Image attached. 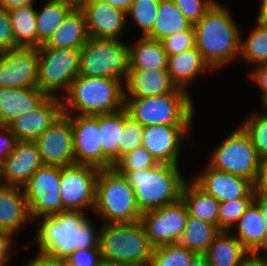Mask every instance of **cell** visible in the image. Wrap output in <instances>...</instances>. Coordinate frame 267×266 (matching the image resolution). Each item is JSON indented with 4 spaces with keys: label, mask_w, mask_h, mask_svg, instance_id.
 Here are the masks:
<instances>
[{
    "label": "cell",
    "mask_w": 267,
    "mask_h": 266,
    "mask_svg": "<svg viewBox=\"0 0 267 266\" xmlns=\"http://www.w3.org/2000/svg\"><path fill=\"white\" fill-rule=\"evenodd\" d=\"M35 225L32 243L24 244L23 249L37 246L38 255L65 262L75 250L99 249V227L89 213L62 211L56 215L43 216L33 221ZM96 224V225H95Z\"/></svg>",
    "instance_id": "obj_1"
},
{
    "label": "cell",
    "mask_w": 267,
    "mask_h": 266,
    "mask_svg": "<svg viewBox=\"0 0 267 266\" xmlns=\"http://www.w3.org/2000/svg\"><path fill=\"white\" fill-rule=\"evenodd\" d=\"M220 1H216L195 24V46L216 71H221L239 59L241 31L235 16Z\"/></svg>",
    "instance_id": "obj_2"
},
{
    "label": "cell",
    "mask_w": 267,
    "mask_h": 266,
    "mask_svg": "<svg viewBox=\"0 0 267 266\" xmlns=\"http://www.w3.org/2000/svg\"><path fill=\"white\" fill-rule=\"evenodd\" d=\"M125 81L77 75L61 98L64 115L109 114L125 108Z\"/></svg>",
    "instance_id": "obj_3"
},
{
    "label": "cell",
    "mask_w": 267,
    "mask_h": 266,
    "mask_svg": "<svg viewBox=\"0 0 267 266\" xmlns=\"http://www.w3.org/2000/svg\"><path fill=\"white\" fill-rule=\"evenodd\" d=\"M180 165L158 164L153 168L133 172H119L133 188L142 213L181 200L185 183L191 178L183 176Z\"/></svg>",
    "instance_id": "obj_4"
},
{
    "label": "cell",
    "mask_w": 267,
    "mask_h": 266,
    "mask_svg": "<svg viewBox=\"0 0 267 266\" xmlns=\"http://www.w3.org/2000/svg\"><path fill=\"white\" fill-rule=\"evenodd\" d=\"M93 213L101 224H130L141 219L133 188L114 167L99 170Z\"/></svg>",
    "instance_id": "obj_5"
},
{
    "label": "cell",
    "mask_w": 267,
    "mask_h": 266,
    "mask_svg": "<svg viewBox=\"0 0 267 266\" xmlns=\"http://www.w3.org/2000/svg\"><path fill=\"white\" fill-rule=\"evenodd\" d=\"M193 97L175 88L171 93L146 98H125L128 115L143 127L152 125L192 126L195 106Z\"/></svg>",
    "instance_id": "obj_6"
},
{
    "label": "cell",
    "mask_w": 267,
    "mask_h": 266,
    "mask_svg": "<svg viewBox=\"0 0 267 266\" xmlns=\"http://www.w3.org/2000/svg\"><path fill=\"white\" fill-rule=\"evenodd\" d=\"M99 249L102 260L149 266L154 247L139 221L101 224Z\"/></svg>",
    "instance_id": "obj_7"
},
{
    "label": "cell",
    "mask_w": 267,
    "mask_h": 266,
    "mask_svg": "<svg viewBox=\"0 0 267 266\" xmlns=\"http://www.w3.org/2000/svg\"><path fill=\"white\" fill-rule=\"evenodd\" d=\"M129 70L128 43L89 37L80 49L79 75L125 81Z\"/></svg>",
    "instance_id": "obj_8"
},
{
    "label": "cell",
    "mask_w": 267,
    "mask_h": 266,
    "mask_svg": "<svg viewBox=\"0 0 267 266\" xmlns=\"http://www.w3.org/2000/svg\"><path fill=\"white\" fill-rule=\"evenodd\" d=\"M211 151L207 159L210 166L255 182L262 159L239 124Z\"/></svg>",
    "instance_id": "obj_9"
},
{
    "label": "cell",
    "mask_w": 267,
    "mask_h": 266,
    "mask_svg": "<svg viewBox=\"0 0 267 266\" xmlns=\"http://www.w3.org/2000/svg\"><path fill=\"white\" fill-rule=\"evenodd\" d=\"M79 70L80 49L38 48L37 88L48 96L62 98Z\"/></svg>",
    "instance_id": "obj_10"
},
{
    "label": "cell",
    "mask_w": 267,
    "mask_h": 266,
    "mask_svg": "<svg viewBox=\"0 0 267 266\" xmlns=\"http://www.w3.org/2000/svg\"><path fill=\"white\" fill-rule=\"evenodd\" d=\"M60 186L61 167L43 165L22 187L33 221L63 211Z\"/></svg>",
    "instance_id": "obj_11"
},
{
    "label": "cell",
    "mask_w": 267,
    "mask_h": 266,
    "mask_svg": "<svg viewBox=\"0 0 267 266\" xmlns=\"http://www.w3.org/2000/svg\"><path fill=\"white\" fill-rule=\"evenodd\" d=\"M99 170L82 164L61 167L60 194L63 211L93 212Z\"/></svg>",
    "instance_id": "obj_12"
},
{
    "label": "cell",
    "mask_w": 267,
    "mask_h": 266,
    "mask_svg": "<svg viewBox=\"0 0 267 266\" xmlns=\"http://www.w3.org/2000/svg\"><path fill=\"white\" fill-rule=\"evenodd\" d=\"M189 212L182 199L176 203L142 213V223L154 248L178 244L186 226Z\"/></svg>",
    "instance_id": "obj_13"
},
{
    "label": "cell",
    "mask_w": 267,
    "mask_h": 266,
    "mask_svg": "<svg viewBox=\"0 0 267 266\" xmlns=\"http://www.w3.org/2000/svg\"><path fill=\"white\" fill-rule=\"evenodd\" d=\"M193 126L152 125L143 127L142 146L160 164L181 165L184 144L192 140ZM186 139L188 141H186Z\"/></svg>",
    "instance_id": "obj_14"
},
{
    "label": "cell",
    "mask_w": 267,
    "mask_h": 266,
    "mask_svg": "<svg viewBox=\"0 0 267 266\" xmlns=\"http://www.w3.org/2000/svg\"><path fill=\"white\" fill-rule=\"evenodd\" d=\"M71 123L75 164L99 169L112 168V161L103 153L100 144L98 115H65Z\"/></svg>",
    "instance_id": "obj_15"
},
{
    "label": "cell",
    "mask_w": 267,
    "mask_h": 266,
    "mask_svg": "<svg viewBox=\"0 0 267 266\" xmlns=\"http://www.w3.org/2000/svg\"><path fill=\"white\" fill-rule=\"evenodd\" d=\"M78 7L84 13L89 37L124 40L129 29L124 11L102 0H82Z\"/></svg>",
    "instance_id": "obj_16"
},
{
    "label": "cell",
    "mask_w": 267,
    "mask_h": 266,
    "mask_svg": "<svg viewBox=\"0 0 267 266\" xmlns=\"http://www.w3.org/2000/svg\"><path fill=\"white\" fill-rule=\"evenodd\" d=\"M34 142L44 165L66 167L75 164L73 131L64 114Z\"/></svg>",
    "instance_id": "obj_17"
},
{
    "label": "cell",
    "mask_w": 267,
    "mask_h": 266,
    "mask_svg": "<svg viewBox=\"0 0 267 266\" xmlns=\"http://www.w3.org/2000/svg\"><path fill=\"white\" fill-rule=\"evenodd\" d=\"M37 81V48H16L0 52V87H37Z\"/></svg>",
    "instance_id": "obj_18"
},
{
    "label": "cell",
    "mask_w": 267,
    "mask_h": 266,
    "mask_svg": "<svg viewBox=\"0 0 267 266\" xmlns=\"http://www.w3.org/2000/svg\"><path fill=\"white\" fill-rule=\"evenodd\" d=\"M202 167L203 171L191 176V180L219 202L245 198L254 190L253 182L244 177L215 169L207 162Z\"/></svg>",
    "instance_id": "obj_19"
},
{
    "label": "cell",
    "mask_w": 267,
    "mask_h": 266,
    "mask_svg": "<svg viewBox=\"0 0 267 266\" xmlns=\"http://www.w3.org/2000/svg\"><path fill=\"white\" fill-rule=\"evenodd\" d=\"M62 114V99L49 96L38 108L13 119L6 126L17 141H35Z\"/></svg>",
    "instance_id": "obj_20"
},
{
    "label": "cell",
    "mask_w": 267,
    "mask_h": 266,
    "mask_svg": "<svg viewBox=\"0 0 267 266\" xmlns=\"http://www.w3.org/2000/svg\"><path fill=\"white\" fill-rule=\"evenodd\" d=\"M44 164L34 141H17L14 149L1 164L5 186L23 187Z\"/></svg>",
    "instance_id": "obj_21"
},
{
    "label": "cell",
    "mask_w": 267,
    "mask_h": 266,
    "mask_svg": "<svg viewBox=\"0 0 267 266\" xmlns=\"http://www.w3.org/2000/svg\"><path fill=\"white\" fill-rule=\"evenodd\" d=\"M33 223L25 193L21 187L3 186L0 188V230L15 237L25 226ZM27 224V225H26ZM21 232V233H20Z\"/></svg>",
    "instance_id": "obj_22"
},
{
    "label": "cell",
    "mask_w": 267,
    "mask_h": 266,
    "mask_svg": "<svg viewBox=\"0 0 267 266\" xmlns=\"http://www.w3.org/2000/svg\"><path fill=\"white\" fill-rule=\"evenodd\" d=\"M167 68L171 82L191 94L190 87L199 76L215 70L203 58L197 47L168 56ZM198 78V79H197Z\"/></svg>",
    "instance_id": "obj_23"
},
{
    "label": "cell",
    "mask_w": 267,
    "mask_h": 266,
    "mask_svg": "<svg viewBox=\"0 0 267 266\" xmlns=\"http://www.w3.org/2000/svg\"><path fill=\"white\" fill-rule=\"evenodd\" d=\"M125 98H146L171 93L176 86L168 69L128 70Z\"/></svg>",
    "instance_id": "obj_24"
},
{
    "label": "cell",
    "mask_w": 267,
    "mask_h": 266,
    "mask_svg": "<svg viewBox=\"0 0 267 266\" xmlns=\"http://www.w3.org/2000/svg\"><path fill=\"white\" fill-rule=\"evenodd\" d=\"M49 96L37 87H0V125L38 108Z\"/></svg>",
    "instance_id": "obj_25"
},
{
    "label": "cell",
    "mask_w": 267,
    "mask_h": 266,
    "mask_svg": "<svg viewBox=\"0 0 267 266\" xmlns=\"http://www.w3.org/2000/svg\"><path fill=\"white\" fill-rule=\"evenodd\" d=\"M88 39L86 19L83 11L77 5L55 30L45 45L50 48L81 49Z\"/></svg>",
    "instance_id": "obj_26"
},
{
    "label": "cell",
    "mask_w": 267,
    "mask_h": 266,
    "mask_svg": "<svg viewBox=\"0 0 267 266\" xmlns=\"http://www.w3.org/2000/svg\"><path fill=\"white\" fill-rule=\"evenodd\" d=\"M128 41L129 70L168 69V57L161 41L139 36Z\"/></svg>",
    "instance_id": "obj_27"
},
{
    "label": "cell",
    "mask_w": 267,
    "mask_h": 266,
    "mask_svg": "<svg viewBox=\"0 0 267 266\" xmlns=\"http://www.w3.org/2000/svg\"><path fill=\"white\" fill-rule=\"evenodd\" d=\"M204 255L211 266H241L251 256L231 231H220Z\"/></svg>",
    "instance_id": "obj_28"
},
{
    "label": "cell",
    "mask_w": 267,
    "mask_h": 266,
    "mask_svg": "<svg viewBox=\"0 0 267 266\" xmlns=\"http://www.w3.org/2000/svg\"><path fill=\"white\" fill-rule=\"evenodd\" d=\"M76 6L71 0H47L42 7L36 6L37 49L49 40Z\"/></svg>",
    "instance_id": "obj_29"
},
{
    "label": "cell",
    "mask_w": 267,
    "mask_h": 266,
    "mask_svg": "<svg viewBox=\"0 0 267 266\" xmlns=\"http://www.w3.org/2000/svg\"><path fill=\"white\" fill-rule=\"evenodd\" d=\"M184 31H194L193 24L177 8L173 0H160L153 29L146 37L162 41Z\"/></svg>",
    "instance_id": "obj_30"
},
{
    "label": "cell",
    "mask_w": 267,
    "mask_h": 266,
    "mask_svg": "<svg viewBox=\"0 0 267 266\" xmlns=\"http://www.w3.org/2000/svg\"><path fill=\"white\" fill-rule=\"evenodd\" d=\"M265 228L266 226L261 208L254 201L240 217L233 228L232 234L235 235L241 245L252 254L262 244Z\"/></svg>",
    "instance_id": "obj_31"
},
{
    "label": "cell",
    "mask_w": 267,
    "mask_h": 266,
    "mask_svg": "<svg viewBox=\"0 0 267 266\" xmlns=\"http://www.w3.org/2000/svg\"><path fill=\"white\" fill-rule=\"evenodd\" d=\"M181 199L186 204L190 216L218 228L220 202L213 196L206 194L191 179L185 183Z\"/></svg>",
    "instance_id": "obj_32"
},
{
    "label": "cell",
    "mask_w": 267,
    "mask_h": 266,
    "mask_svg": "<svg viewBox=\"0 0 267 266\" xmlns=\"http://www.w3.org/2000/svg\"><path fill=\"white\" fill-rule=\"evenodd\" d=\"M17 48H37L35 4L8 10Z\"/></svg>",
    "instance_id": "obj_33"
},
{
    "label": "cell",
    "mask_w": 267,
    "mask_h": 266,
    "mask_svg": "<svg viewBox=\"0 0 267 266\" xmlns=\"http://www.w3.org/2000/svg\"><path fill=\"white\" fill-rule=\"evenodd\" d=\"M100 144L103 153L112 161V167L119 160L121 133L124 128V108L109 114H98Z\"/></svg>",
    "instance_id": "obj_34"
},
{
    "label": "cell",
    "mask_w": 267,
    "mask_h": 266,
    "mask_svg": "<svg viewBox=\"0 0 267 266\" xmlns=\"http://www.w3.org/2000/svg\"><path fill=\"white\" fill-rule=\"evenodd\" d=\"M219 232L215 225L189 215L179 244L197 254H204Z\"/></svg>",
    "instance_id": "obj_35"
},
{
    "label": "cell",
    "mask_w": 267,
    "mask_h": 266,
    "mask_svg": "<svg viewBox=\"0 0 267 266\" xmlns=\"http://www.w3.org/2000/svg\"><path fill=\"white\" fill-rule=\"evenodd\" d=\"M247 35L241 34L239 59L252 67L267 63V29L255 23Z\"/></svg>",
    "instance_id": "obj_36"
},
{
    "label": "cell",
    "mask_w": 267,
    "mask_h": 266,
    "mask_svg": "<svg viewBox=\"0 0 267 266\" xmlns=\"http://www.w3.org/2000/svg\"><path fill=\"white\" fill-rule=\"evenodd\" d=\"M159 4L160 0H134L126 13L127 26L131 20L140 29V36L146 37L153 29Z\"/></svg>",
    "instance_id": "obj_37"
},
{
    "label": "cell",
    "mask_w": 267,
    "mask_h": 266,
    "mask_svg": "<svg viewBox=\"0 0 267 266\" xmlns=\"http://www.w3.org/2000/svg\"><path fill=\"white\" fill-rule=\"evenodd\" d=\"M196 255L179 243L162 245L153 249L149 266H190Z\"/></svg>",
    "instance_id": "obj_38"
},
{
    "label": "cell",
    "mask_w": 267,
    "mask_h": 266,
    "mask_svg": "<svg viewBox=\"0 0 267 266\" xmlns=\"http://www.w3.org/2000/svg\"><path fill=\"white\" fill-rule=\"evenodd\" d=\"M239 124L249 135L261 159H267V116L255 111Z\"/></svg>",
    "instance_id": "obj_39"
},
{
    "label": "cell",
    "mask_w": 267,
    "mask_h": 266,
    "mask_svg": "<svg viewBox=\"0 0 267 266\" xmlns=\"http://www.w3.org/2000/svg\"><path fill=\"white\" fill-rule=\"evenodd\" d=\"M254 190L245 198L220 202L218 211V229L220 231H232L240 217L255 201Z\"/></svg>",
    "instance_id": "obj_40"
},
{
    "label": "cell",
    "mask_w": 267,
    "mask_h": 266,
    "mask_svg": "<svg viewBox=\"0 0 267 266\" xmlns=\"http://www.w3.org/2000/svg\"><path fill=\"white\" fill-rule=\"evenodd\" d=\"M159 163L143 146L123 155L115 164L118 172H133L157 166Z\"/></svg>",
    "instance_id": "obj_41"
},
{
    "label": "cell",
    "mask_w": 267,
    "mask_h": 266,
    "mask_svg": "<svg viewBox=\"0 0 267 266\" xmlns=\"http://www.w3.org/2000/svg\"><path fill=\"white\" fill-rule=\"evenodd\" d=\"M143 126L128 115L124 108V128L121 133L119 159L128 152L142 146Z\"/></svg>",
    "instance_id": "obj_42"
},
{
    "label": "cell",
    "mask_w": 267,
    "mask_h": 266,
    "mask_svg": "<svg viewBox=\"0 0 267 266\" xmlns=\"http://www.w3.org/2000/svg\"><path fill=\"white\" fill-rule=\"evenodd\" d=\"M177 8L192 23L198 22L217 0H173Z\"/></svg>",
    "instance_id": "obj_43"
},
{
    "label": "cell",
    "mask_w": 267,
    "mask_h": 266,
    "mask_svg": "<svg viewBox=\"0 0 267 266\" xmlns=\"http://www.w3.org/2000/svg\"><path fill=\"white\" fill-rule=\"evenodd\" d=\"M167 57L195 47V31H184L173 34L161 41Z\"/></svg>",
    "instance_id": "obj_44"
},
{
    "label": "cell",
    "mask_w": 267,
    "mask_h": 266,
    "mask_svg": "<svg viewBox=\"0 0 267 266\" xmlns=\"http://www.w3.org/2000/svg\"><path fill=\"white\" fill-rule=\"evenodd\" d=\"M102 256L100 249L75 250L64 262L65 266H100Z\"/></svg>",
    "instance_id": "obj_45"
},
{
    "label": "cell",
    "mask_w": 267,
    "mask_h": 266,
    "mask_svg": "<svg viewBox=\"0 0 267 266\" xmlns=\"http://www.w3.org/2000/svg\"><path fill=\"white\" fill-rule=\"evenodd\" d=\"M16 48L9 13L0 7V52Z\"/></svg>",
    "instance_id": "obj_46"
},
{
    "label": "cell",
    "mask_w": 267,
    "mask_h": 266,
    "mask_svg": "<svg viewBox=\"0 0 267 266\" xmlns=\"http://www.w3.org/2000/svg\"><path fill=\"white\" fill-rule=\"evenodd\" d=\"M16 238L9 232H0V266L10 265V260L13 259L12 256L15 257V251L20 248L19 245H16Z\"/></svg>",
    "instance_id": "obj_47"
},
{
    "label": "cell",
    "mask_w": 267,
    "mask_h": 266,
    "mask_svg": "<svg viewBox=\"0 0 267 266\" xmlns=\"http://www.w3.org/2000/svg\"><path fill=\"white\" fill-rule=\"evenodd\" d=\"M17 139L5 125H0V163L2 164L14 149Z\"/></svg>",
    "instance_id": "obj_48"
},
{
    "label": "cell",
    "mask_w": 267,
    "mask_h": 266,
    "mask_svg": "<svg viewBox=\"0 0 267 266\" xmlns=\"http://www.w3.org/2000/svg\"><path fill=\"white\" fill-rule=\"evenodd\" d=\"M249 73V74H248ZM247 73L248 80H250L253 85L259 88L260 90V97L263 93L267 92V63L259 64L251 68Z\"/></svg>",
    "instance_id": "obj_49"
},
{
    "label": "cell",
    "mask_w": 267,
    "mask_h": 266,
    "mask_svg": "<svg viewBox=\"0 0 267 266\" xmlns=\"http://www.w3.org/2000/svg\"><path fill=\"white\" fill-rule=\"evenodd\" d=\"M254 195H267V159H262L253 183Z\"/></svg>",
    "instance_id": "obj_50"
},
{
    "label": "cell",
    "mask_w": 267,
    "mask_h": 266,
    "mask_svg": "<svg viewBox=\"0 0 267 266\" xmlns=\"http://www.w3.org/2000/svg\"><path fill=\"white\" fill-rule=\"evenodd\" d=\"M23 266H65L63 262L54 261L50 257L35 254L30 260H27Z\"/></svg>",
    "instance_id": "obj_51"
},
{
    "label": "cell",
    "mask_w": 267,
    "mask_h": 266,
    "mask_svg": "<svg viewBox=\"0 0 267 266\" xmlns=\"http://www.w3.org/2000/svg\"><path fill=\"white\" fill-rule=\"evenodd\" d=\"M259 1L260 7L257 10L258 14L254 21L258 26L267 29V0Z\"/></svg>",
    "instance_id": "obj_52"
},
{
    "label": "cell",
    "mask_w": 267,
    "mask_h": 266,
    "mask_svg": "<svg viewBox=\"0 0 267 266\" xmlns=\"http://www.w3.org/2000/svg\"><path fill=\"white\" fill-rule=\"evenodd\" d=\"M262 216L266 226L263 242L251 255L259 258H267V212H262Z\"/></svg>",
    "instance_id": "obj_53"
},
{
    "label": "cell",
    "mask_w": 267,
    "mask_h": 266,
    "mask_svg": "<svg viewBox=\"0 0 267 266\" xmlns=\"http://www.w3.org/2000/svg\"><path fill=\"white\" fill-rule=\"evenodd\" d=\"M35 1L36 0H0V7L8 11L18 6L35 4Z\"/></svg>",
    "instance_id": "obj_54"
},
{
    "label": "cell",
    "mask_w": 267,
    "mask_h": 266,
    "mask_svg": "<svg viewBox=\"0 0 267 266\" xmlns=\"http://www.w3.org/2000/svg\"><path fill=\"white\" fill-rule=\"evenodd\" d=\"M102 1H105L110 5L114 6L115 8H118L127 13L134 0H102Z\"/></svg>",
    "instance_id": "obj_55"
},
{
    "label": "cell",
    "mask_w": 267,
    "mask_h": 266,
    "mask_svg": "<svg viewBox=\"0 0 267 266\" xmlns=\"http://www.w3.org/2000/svg\"><path fill=\"white\" fill-rule=\"evenodd\" d=\"M241 266H267L265 258L251 255Z\"/></svg>",
    "instance_id": "obj_56"
},
{
    "label": "cell",
    "mask_w": 267,
    "mask_h": 266,
    "mask_svg": "<svg viewBox=\"0 0 267 266\" xmlns=\"http://www.w3.org/2000/svg\"><path fill=\"white\" fill-rule=\"evenodd\" d=\"M190 266H211L204 254H197L191 261Z\"/></svg>",
    "instance_id": "obj_57"
},
{
    "label": "cell",
    "mask_w": 267,
    "mask_h": 266,
    "mask_svg": "<svg viewBox=\"0 0 267 266\" xmlns=\"http://www.w3.org/2000/svg\"><path fill=\"white\" fill-rule=\"evenodd\" d=\"M255 202L260 206L261 212H267V195H255Z\"/></svg>",
    "instance_id": "obj_58"
},
{
    "label": "cell",
    "mask_w": 267,
    "mask_h": 266,
    "mask_svg": "<svg viewBox=\"0 0 267 266\" xmlns=\"http://www.w3.org/2000/svg\"><path fill=\"white\" fill-rule=\"evenodd\" d=\"M259 103H260V107L262 108V110H257L260 114L267 116V92L263 93L260 97H259Z\"/></svg>",
    "instance_id": "obj_59"
},
{
    "label": "cell",
    "mask_w": 267,
    "mask_h": 266,
    "mask_svg": "<svg viewBox=\"0 0 267 266\" xmlns=\"http://www.w3.org/2000/svg\"><path fill=\"white\" fill-rule=\"evenodd\" d=\"M100 266H145V265L120 263V262H112V261L102 260Z\"/></svg>",
    "instance_id": "obj_60"
},
{
    "label": "cell",
    "mask_w": 267,
    "mask_h": 266,
    "mask_svg": "<svg viewBox=\"0 0 267 266\" xmlns=\"http://www.w3.org/2000/svg\"><path fill=\"white\" fill-rule=\"evenodd\" d=\"M4 186L3 180H2V170H1V163H0V188Z\"/></svg>",
    "instance_id": "obj_61"
},
{
    "label": "cell",
    "mask_w": 267,
    "mask_h": 266,
    "mask_svg": "<svg viewBox=\"0 0 267 266\" xmlns=\"http://www.w3.org/2000/svg\"><path fill=\"white\" fill-rule=\"evenodd\" d=\"M71 1L75 2L78 5L82 0H71Z\"/></svg>",
    "instance_id": "obj_62"
}]
</instances>
